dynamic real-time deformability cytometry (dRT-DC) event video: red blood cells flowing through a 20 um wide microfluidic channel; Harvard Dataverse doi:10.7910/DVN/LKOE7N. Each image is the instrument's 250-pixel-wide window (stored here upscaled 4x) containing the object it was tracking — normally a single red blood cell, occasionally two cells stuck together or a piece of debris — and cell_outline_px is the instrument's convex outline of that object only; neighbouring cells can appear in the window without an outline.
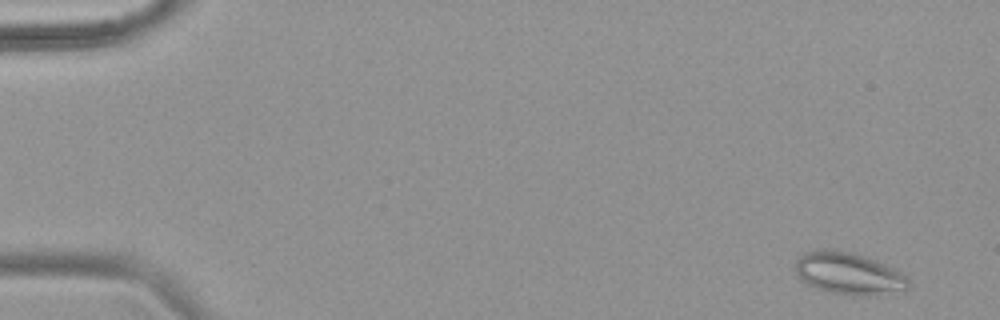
{"species": "common noctule bat (a hibernating species)", "species_latin": "Nyctalus noctula", "temperature_condition": "warm", "stored_images_in_passage": 54, "camera_frame_rate_fps": 3000, "um_per_image_px": 0.085, "animal": {"sex": "female", "body_mass_g": 18.4}, "frame": {"image": 1, "passage_image": 3, "time_ms": 0.667, "image_size_px": [1000, 320], "cell_outline_px": [[912, 284], [904, 292], [872, 296], [860, 296], [832, 292], [816, 288], [808, 284], [796, 272], [796, 260], [804, 252], [820, 248], [832, 248], [856, 252], [884, 264], [908, 276]], "centroid_in_image_um": [72.21, 23.23], "position_along_channel_um": 12.8, "area_um2": 28.26}}
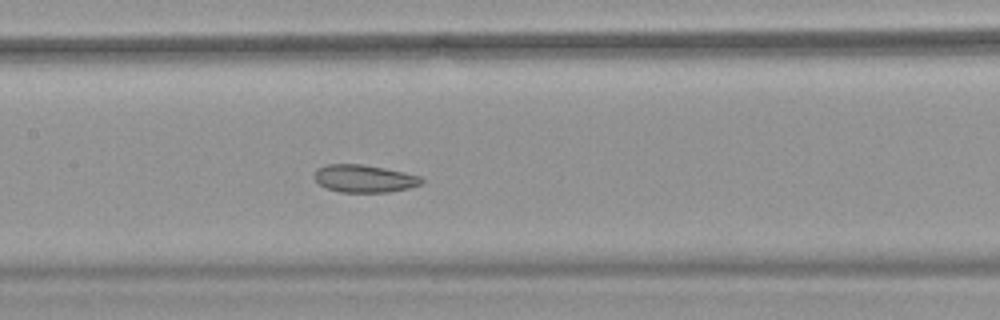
{"frame": {"image": 2, "passage_image": 27, "time_ms": 8.667, "image_size_px": [1000, 320], "cell_outline_px": [[424, 180], [420, 184], [408, 188], [388, 192], [340, 192], [328, 188], [320, 184], [312, 176], [316, 168], [328, 164], [360, 164], [384, 168], [404, 172], [420, 176]], "centroid_in_image_um": [30.93, 15.17], "position_along_channel_um": 176.5, "area_um2": 17.17}}
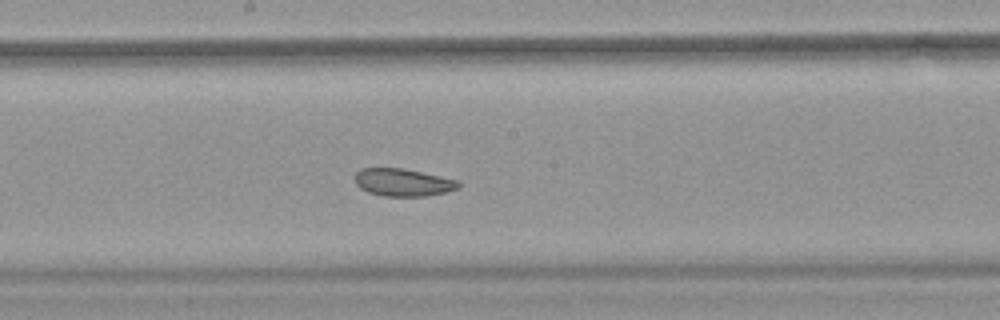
{"frame": {"image": 3, "passage_image": 30, "time_ms": 9.667, "image_size_px": [1000, 320], "cell_outline_px": [[460, 188], [444, 192], [424, 196], [384, 196], [368, 192], [360, 188], [356, 184], [356, 172], [360, 168], [400, 168], [460, 180]], "centroid_in_image_um": [34.26, 15.5], "position_along_channel_um": 213.9, "area_um2": 16.53}, "authors_computed_cell_mechanics": {"area_um2": 21.2993, "velocity_mm_per_s": 3.7715, "shape_relaxation_time_tau1_ms": null, "shape_relaxation_time_tau2_ms": 3.1, "deformation_change_tau1": null, "deformation_change_tau2": 0.0895}}